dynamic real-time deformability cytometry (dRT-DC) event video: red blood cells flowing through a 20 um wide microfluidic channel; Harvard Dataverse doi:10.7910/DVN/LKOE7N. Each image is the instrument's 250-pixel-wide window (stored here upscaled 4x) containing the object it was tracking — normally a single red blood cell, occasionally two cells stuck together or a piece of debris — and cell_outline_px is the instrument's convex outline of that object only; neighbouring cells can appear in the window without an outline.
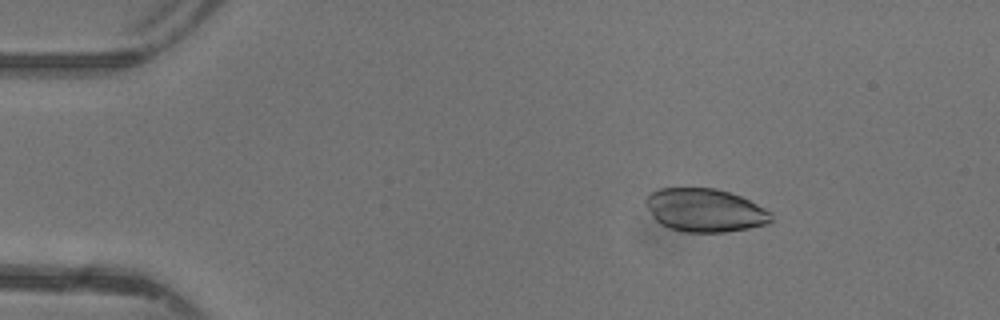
{"species": "common noctule bat (a hibernating species)", "species_latin": "Nyctalus noctula", "temperature_condition": "warm", "stored_images_in_passage": 48, "camera_frame_rate_fps": 3000, "um_per_image_px": 0.085, "animal": {"sex": "female"}, "frame": {"image": 1, "passage_image": 8, "time_ms": 2.333, "image_size_px": [1000, 320], "cell_outline_px": [[772, 220], [768, 224], [748, 228], [724, 232], [684, 232], [668, 228], [660, 224], [652, 216], [644, 204], [644, 200], [652, 192], [660, 188], [716, 188], [740, 196], [772, 212]], "centroid_in_image_um": [59.89, 17.87], "position_along_channel_um": 25.1, "area_um2": 31.67}}
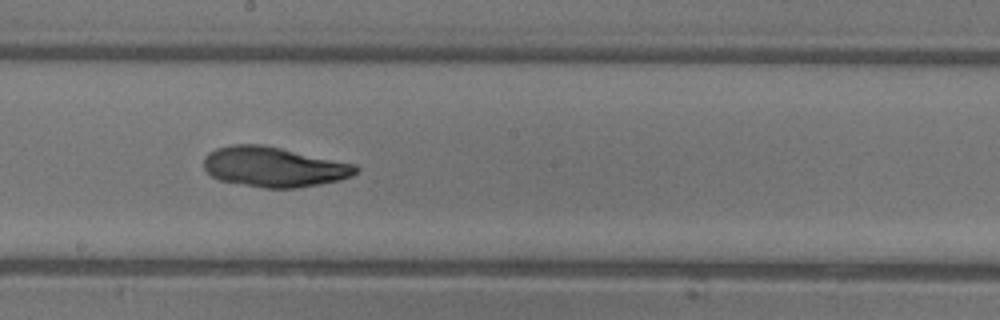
{"frame": {"image": 2, "passage_image": 27, "time_ms": 8.667, "image_size_px": [1000, 320], "cell_outline_px": [[360, 168], [352, 176], [336, 180], [296, 188], [264, 188], [220, 180], [212, 176], [204, 168], [204, 156], [208, 152], [216, 148], [232, 144], [264, 144], [356, 164]], "centroid_in_image_um": [23.26, 14.17], "position_along_channel_um": 224.9, "area_um2": 35.43}}
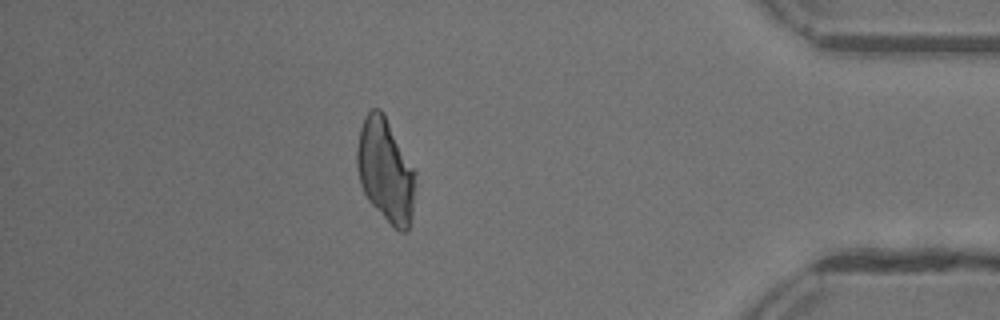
{"frame": {"image": 3, "passage_image": 42, "time_ms": 13.667, "image_size_px": [1000, 320], "cell_outline_px": [[416, 172], [412, 212], [408, 228], [404, 232], [400, 232], [368, 200], [360, 184], [356, 164], [356, 148], [360, 128], [364, 116], [372, 108], [380, 108], [384, 112]], "centroid_in_image_um": [32.75, 14.42], "position_along_channel_um": 402.5, "area_um2": 35.08}}